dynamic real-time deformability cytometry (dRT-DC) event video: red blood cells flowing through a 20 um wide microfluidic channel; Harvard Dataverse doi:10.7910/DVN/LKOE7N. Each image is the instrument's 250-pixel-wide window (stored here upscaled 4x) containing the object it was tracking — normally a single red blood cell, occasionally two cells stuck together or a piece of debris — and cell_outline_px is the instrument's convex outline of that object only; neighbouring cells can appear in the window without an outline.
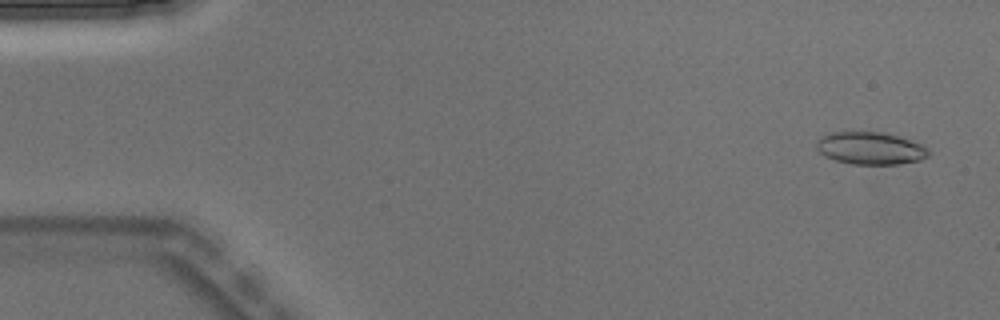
{"species": "Egyptian fruit bat (a non-hibernating species)", "species_latin": "Rousettus aegyptiacus", "temperature_condition": "warm", "stored_images_in_passage": 4, "camera_frame_rate_fps": 3000, "um_per_image_px": 0.085, "animal": {"sex": "male"}, "frame": {"image": 1, "passage_image": 1, "time_ms": 0.0, "image_size_px": [1000, 320], "cell_outline_px": [[928, 156], [920, 160], [896, 164], [852, 164], [836, 160], [820, 152], [816, 148], [816, 144], [824, 136], [832, 132], [884, 132], [900, 136], [920, 144], [928, 148]], "centroid_in_image_um": [74.02, 12.6], "position_along_channel_um": 11.0, "area_um2": 20.87}}